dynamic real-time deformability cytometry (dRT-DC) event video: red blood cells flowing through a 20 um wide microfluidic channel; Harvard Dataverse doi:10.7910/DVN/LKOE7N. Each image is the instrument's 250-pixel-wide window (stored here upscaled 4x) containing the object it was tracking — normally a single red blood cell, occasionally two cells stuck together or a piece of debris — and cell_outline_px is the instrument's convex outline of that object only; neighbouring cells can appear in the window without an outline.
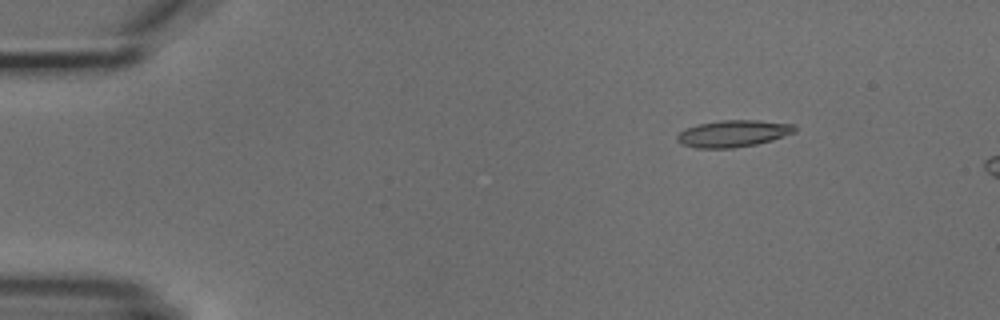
{"species": "common noctule bat (a hibernating species)", "species_latin": "Nyctalus noctula", "temperature_condition": "cold", "stored_images_in_passage": 2, "camera_frame_rate_fps": 3000, "um_per_image_px": 0.085, "animal": {"sex": "male", "body_mass_g": 18.8}, "frame": {"image": 1, "passage_image": 2, "time_ms": 2.0, "image_size_px": [1000, 320], "cell_outline_px": [[796, 132], [772, 140], [756, 144], [732, 148], [696, 148], [684, 144], [676, 140], [676, 136], [680, 132], [696, 124], [720, 120], [756, 120], [796, 124]], "centroid_in_image_um": [62.35, 11.34], "position_along_channel_um": 22.7, "area_um2": 18.38}}